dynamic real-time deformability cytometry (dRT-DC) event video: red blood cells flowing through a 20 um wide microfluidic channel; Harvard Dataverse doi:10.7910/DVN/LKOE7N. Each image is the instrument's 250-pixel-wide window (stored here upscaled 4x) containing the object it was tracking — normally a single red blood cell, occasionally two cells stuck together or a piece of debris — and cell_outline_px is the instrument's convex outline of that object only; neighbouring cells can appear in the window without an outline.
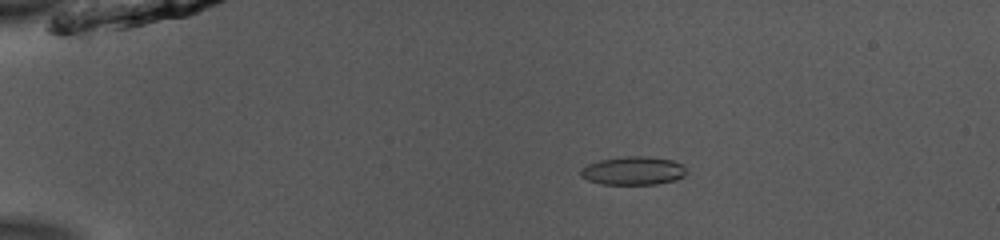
{"species": "common noctule bat (a hibernating species)", "species_latin": "Nyctalus noctula", "temperature_condition": "room temperature", "stored_images_in_passage": 53, "camera_frame_rate_fps": 3000, "um_per_image_px": 0.085, "animal": {"sex": "male", "body_mass_g": 13.0, "forearm_length_mm": 53.1}, "frame": {"image": 1, "passage_image": 12, "time_ms": 3.667, "image_size_px": [1000, 240], "cell_outline_px": [[688, 172], [684, 176], [676, 180], [656, 184], [600, 184], [588, 180], [580, 176], [580, 172], [588, 164], [600, 160], [624, 156], [648, 156], [672, 160], [680, 164]], "centroid_in_image_um": [53.83, 14.51], "position_along_channel_um": 31.2, "area_um2": 17.46}}
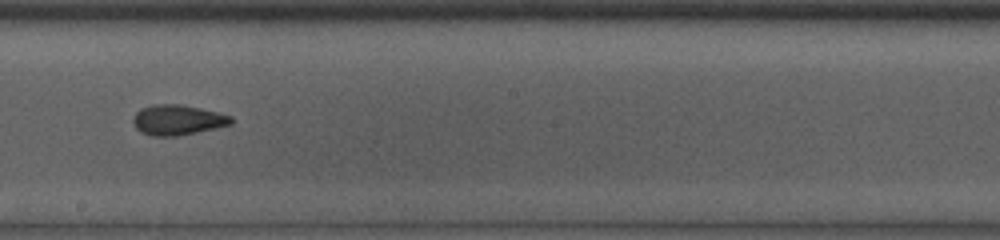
{"frame": {"image": 2, "passage_image": 32, "time_ms": 10.333, "image_size_px": [1000, 240], "cell_outline_px": [[232, 124], [196, 132], [176, 136], [152, 136], [140, 132], [136, 128], [132, 120], [136, 112], [140, 108], [156, 104], [180, 104], [200, 108], [232, 116]], "centroid_in_image_um": [15.06, 10.19], "position_along_channel_um": 233.1, "area_um2": 17.17}}
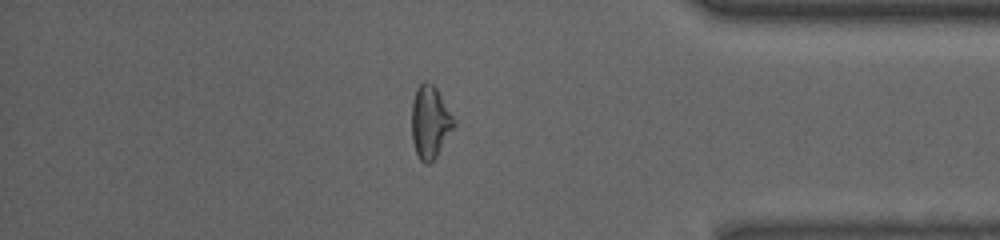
{"frame": {"image": 3, "passage_image": 46, "time_ms": 15.0, "image_size_px": [1000, 240], "cell_outline_px": [[456, 124], [436, 156], [428, 164], [424, 164], [420, 160], [416, 152], [412, 140], [412, 104], [416, 88], [424, 80], [428, 80], [436, 88], [456, 120]], "centroid_in_image_um": [36.55, 10.35], "position_along_channel_um": 398.6, "area_um2": 17.8}, "authors_computed_cell_mechanics": {"area_um2": 17.34, "velocity_mm_per_s": 3.9586, "shape_relaxation_time_tau1_ms": 3.5465, "shape_relaxation_time_tau2_ms": 2.4708, "deformation_change_tau1": 0.1259, "deformation_change_tau2": 0.0928}}